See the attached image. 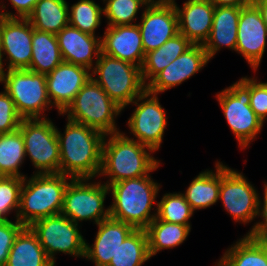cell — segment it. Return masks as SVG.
I'll return each mask as SVG.
<instances>
[{
	"mask_svg": "<svg viewBox=\"0 0 267 266\" xmlns=\"http://www.w3.org/2000/svg\"><path fill=\"white\" fill-rule=\"evenodd\" d=\"M19 130L26 156L29 155L34 167L40 169L36 173H59L60 149L53 122L45 116L22 119Z\"/></svg>",
	"mask_w": 267,
	"mask_h": 266,
	"instance_id": "obj_9",
	"label": "cell"
},
{
	"mask_svg": "<svg viewBox=\"0 0 267 266\" xmlns=\"http://www.w3.org/2000/svg\"><path fill=\"white\" fill-rule=\"evenodd\" d=\"M267 26L260 11L252 4L240 10L236 49L250 66L256 70L265 52Z\"/></svg>",
	"mask_w": 267,
	"mask_h": 266,
	"instance_id": "obj_17",
	"label": "cell"
},
{
	"mask_svg": "<svg viewBox=\"0 0 267 266\" xmlns=\"http://www.w3.org/2000/svg\"><path fill=\"white\" fill-rule=\"evenodd\" d=\"M151 176L118 181L107 185L112 192L113 204L109 207L110 217L145 229L157 214H150L159 191L158 183Z\"/></svg>",
	"mask_w": 267,
	"mask_h": 266,
	"instance_id": "obj_4",
	"label": "cell"
},
{
	"mask_svg": "<svg viewBox=\"0 0 267 266\" xmlns=\"http://www.w3.org/2000/svg\"><path fill=\"white\" fill-rule=\"evenodd\" d=\"M106 136L102 145L100 175L109 176L110 181L104 184L111 185L118 181L146 176L159 167V161L147 152L154 151L141 145L136 139L128 138L121 132L110 134L107 141Z\"/></svg>",
	"mask_w": 267,
	"mask_h": 266,
	"instance_id": "obj_2",
	"label": "cell"
},
{
	"mask_svg": "<svg viewBox=\"0 0 267 266\" xmlns=\"http://www.w3.org/2000/svg\"><path fill=\"white\" fill-rule=\"evenodd\" d=\"M90 78L89 69L62 61L50 73L46 74L47 92L51 104L55 105L58 112L62 114Z\"/></svg>",
	"mask_w": 267,
	"mask_h": 266,
	"instance_id": "obj_16",
	"label": "cell"
},
{
	"mask_svg": "<svg viewBox=\"0 0 267 266\" xmlns=\"http://www.w3.org/2000/svg\"><path fill=\"white\" fill-rule=\"evenodd\" d=\"M203 45H193L147 83V91L159 94L173 88L200 71L209 61Z\"/></svg>",
	"mask_w": 267,
	"mask_h": 266,
	"instance_id": "obj_18",
	"label": "cell"
},
{
	"mask_svg": "<svg viewBox=\"0 0 267 266\" xmlns=\"http://www.w3.org/2000/svg\"><path fill=\"white\" fill-rule=\"evenodd\" d=\"M21 121L12 98L5 90L0 92V134L18 130Z\"/></svg>",
	"mask_w": 267,
	"mask_h": 266,
	"instance_id": "obj_37",
	"label": "cell"
},
{
	"mask_svg": "<svg viewBox=\"0 0 267 266\" xmlns=\"http://www.w3.org/2000/svg\"><path fill=\"white\" fill-rule=\"evenodd\" d=\"M265 192H264V200H263V207L261 208V201L258 199V213L257 216H262L263 221L257 223L250 229L248 232V236L267 243V183L264 184ZM261 209V210H260Z\"/></svg>",
	"mask_w": 267,
	"mask_h": 266,
	"instance_id": "obj_40",
	"label": "cell"
},
{
	"mask_svg": "<svg viewBox=\"0 0 267 266\" xmlns=\"http://www.w3.org/2000/svg\"><path fill=\"white\" fill-rule=\"evenodd\" d=\"M23 181L24 178L20 177L0 176V220H9L6 214L19 210Z\"/></svg>",
	"mask_w": 267,
	"mask_h": 266,
	"instance_id": "obj_36",
	"label": "cell"
},
{
	"mask_svg": "<svg viewBox=\"0 0 267 266\" xmlns=\"http://www.w3.org/2000/svg\"><path fill=\"white\" fill-rule=\"evenodd\" d=\"M68 6L66 0H38L27 19L34 29L56 35L69 25Z\"/></svg>",
	"mask_w": 267,
	"mask_h": 266,
	"instance_id": "obj_26",
	"label": "cell"
},
{
	"mask_svg": "<svg viewBox=\"0 0 267 266\" xmlns=\"http://www.w3.org/2000/svg\"><path fill=\"white\" fill-rule=\"evenodd\" d=\"M191 226L169 223L155 217L145 228L150 258L162 249L179 246L189 235Z\"/></svg>",
	"mask_w": 267,
	"mask_h": 266,
	"instance_id": "obj_30",
	"label": "cell"
},
{
	"mask_svg": "<svg viewBox=\"0 0 267 266\" xmlns=\"http://www.w3.org/2000/svg\"><path fill=\"white\" fill-rule=\"evenodd\" d=\"M25 157L24 140L19 129L0 134V176L24 178L19 172V166Z\"/></svg>",
	"mask_w": 267,
	"mask_h": 266,
	"instance_id": "obj_32",
	"label": "cell"
},
{
	"mask_svg": "<svg viewBox=\"0 0 267 266\" xmlns=\"http://www.w3.org/2000/svg\"><path fill=\"white\" fill-rule=\"evenodd\" d=\"M175 8L179 33L193 45H204L211 32L215 5L211 0H188L182 9Z\"/></svg>",
	"mask_w": 267,
	"mask_h": 266,
	"instance_id": "obj_20",
	"label": "cell"
},
{
	"mask_svg": "<svg viewBox=\"0 0 267 266\" xmlns=\"http://www.w3.org/2000/svg\"><path fill=\"white\" fill-rule=\"evenodd\" d=\"M62 60L87 69L93 67V55L96 60L102 52L101 38L67 25L56 34Z\"/></svg>",
	"mask_w": 267,
	"mask_h": 266,
	"instance_id": "obj_21",
	"label": "cell"
},
{
	"mask_svg": "<svg viewBox=\"0 0 267 266\" xmlns=\"http://www.w3.org/2000/svg\"><path fill=\"white\" fill-rule=\"evenodd\" d=\"M33 30L27 18L0 16V49L9 58L8 70L30 67Z\"/></svg>",
	"mask_w": 267,
	"mask_h": 266,
	"instance_id": "obj_14",
	"label": "cell"
},
{
	"mask_svg": "<svg viewBox=\"0 0 267 266\" xmlns=\"http://www.w3.org/2000/svg\"><path fill=\"white\" fill-rule=\"evenodd\" d=\"M123 109L92 78L62 113L67 119L96 129L104 135L118 133L115 118Z\"/></svg>",
	"mask_w": 267,
	"mask_h": 266,
	"instance_id": "obj_6",
	"label": "cell"
},
{
	"mask_svg": "<svg viewBox=\"0 0 267 266\" xmlns=\"http://www.w3.org/2000/svg\"><path fill=\"white\" fill-rule=\"evenodd\" d=\"M31 43L32 58L28 70L48 74L63 61L55 34L34 29Z\"/></svg>",
	"mask_w": 267,
	"mask_h": 266,
	"instance_id": "obj_27",
	"label": "cell"
},
{
	"mask_svg": "<svg viewBox=\"0 0 267 266\" xmlns=\"http://www.w3.org/2000/svg\"><path fill=\"white\" fill-rule=\"evenodd\" d=\"M258 194L242 173L220 163L219 198L237 222L252 221L258 213Z\"/></svg>",
	"mask_w": 267,
	"mask_h": 266,
	"instance_id": "obj_12",
	"label": "cell"
},
{
	"mask_svg": "<svg viewBox=\"0 0 267 266\" xmlns=\"http://www.w3.org/2000/svg\"><path fill=\"white\" fill-rule=\"evenodd\" d=\"M193 44L181 33L168 39L160 48L145 54L141 73L144 83L149 82L172 61L190 49Z\"/></svg>",
	"mask_w": 267,
	"mask_h": 266,
	"instance_id": "obj_25",
	"label": "cell"
},
{
	"mask_svg": "<svg viewBox=\"0 0 267 266\" xmlns=\"http://www.w3.org/2000/svg\"><path fill=\"white\" fill-rule=\"evenodd\" d=\"M158 4H163V5H169V6H176L177 4L175 3V0H157L153 1Z\"/></svg>",
	"mask_w": 267,
	"mask_h": 266,
	"instance_id": "obj_44",
	"label": "cell"
},
{
	"mask_svg": "<svg viewBox=\"0 0 267 266\" xmlns=\"http://www.w3.org/2000/svg\"><path fill=\"white\" fill-rule=\"evenodd\" d=\"M4 71L0 73V82L5 84L4 89L22 119L39 118L45 108L52 105L47 92L46 74L28 69Z\"/></svg>",
	"mask_w": 267,
	"mask_h": 266,
	"instance_id": "obj_7",
	"label": "cell"
},
{
	"mask_svg": "<svg viewBox=\"0 0 267 266\" xmlns=\"http://www.w3.org/2000/svg\"><path fill=\"white\" fill-rule=\"evenodd\" d=\"M67 177L61 173H35L29 180L24 177L16 220L29 227L37 220L61 214Z\"/></svg>",
	"mask_w": 267,
	"mask_h": 266,
	"instance_id": "obj_3",
	"label": "cell"
},
{
	"mask_svg": "<svg viewBox=\"0 0 267 266\" xmlns=\"http://www.w3.org/2000/svg\"><path fill=\"white\" fill-rule=\"evenodd\" d=\"M95 63L91 78L122 109L147 91L139 66L102 52Z\"/></svg>",
	"mask_w": 267,
	"mask_h": 266,
	"instance_id": "obj_5",
	"label": "cell"
},
{
	"mask_svg": "<svg viewBox=\"0 0 267 266\" xmlns=\"http://www.w3.org/2000/svg\"><path fill=\"white\" fill-rule=\"evenodd\" d=\"M136 99L132 103L137 107L128 121V126L141 145L156 151L162 143L167 125L166 112L155 94L145 91ZM140 100L144 101L137 103Z\"/></svg>",
	"mask_w": 267,
	"mask_h": 266,
	"instance_id": "obj_13",
	"label": "cell"
},
{
	"mask_svg": "<svg viewBox=\"0 0 267 266\" xmlns=\"http://www.w3.org/2000/svg\"><path fill=\"white\" fill-rule=\"evenodd\" d=\"M142 37L143 50L148 53L160 48L168 39L179 33L178 15L175 6L151 2L137 24Z\"/></svg>",
	"mask_w": 267,
	"mask_h": 266,
	"instance_id": "obj_15",
	"label": "cell"
},
{
	"mask_svg": "<svg viewBox=\"0 0 267 266\" xmlns=\"http://www.w3.org/2000/svg\"><path fill=\"white\" fill-rule=\"evenodd\" d=\"M157 218L169 223L190 225L188 220L194 211L182 193H167L157 204Z\"/></svg>",
	"mask_w": 267,
	"mask_h": 266,
	"instance_id": "obj_33",
	"label": "cell"
},
{
	"mask_svg": "<svg viewBox=\"0 0 267 266\" xmlns=\"http://www.w3.org/2000/svg\"><path fill=\"white\" fill-rule=\"evenodd\" d=\"M37 235L47 257L55 265V253L85 256L86 241L78 230V224L62 214L35 221L29 226Z\"/></svg>",
	"mask_w": 267,
	"mask_h": 266,
	"instance_id": "obj_11",
	"label": "cell"
},
{
	"mask_svg": "<svg viewBox=\"0 0 267 266\" xmlns=\"http://www.w3.org/2000/svg\"><path fill=\"white\" fill-rule=\"evenodd\" d=\"M2 55H1V49H0V73L2 70H4V67H3V62H2Z\"/></svg>",
	"mask_w": 267,
	"mask_h": 266,
	"instance_id": "obj_45",
	"label": "cell"
},
{
	"mask_svg": "<svg viewBox=\"0 0 267 266\" xmlns=\"http://www.w3.org/2000/svg\"><path fill=\"white\" fill-rule=\"evenodd\" d=\"M5 266H55L47 257L37 235L24 227L14 240Z\"/></svg>",
	"mask_w": 267,
	"mask_h": 266,
	"instance_id": "obj_24",
	"label": "cell"
},
{
	"mask_svg": "<svg viewBox=\"0 0 267 266\" xmlns=\"http://www.w3.org/2000/svg\"><path fill=\"white\" fill-rule=\"evenodd\" d=\"M88 180L86 178L69 180L64 193L61 214L77 224L78 221L92 219L98 224L110 217L109 208L104 211L108 186L99 182L86 183Z\"/></svg>",
	"mask_w": 267,
	"mask_h": 266,
	"instance_id": "obj_10",
	"label": "cell"
},
{
	"mask_svg": "<svg viewBox=\"0 0 267 266\" xmlns=\"http://www.w3.org/2000/svg\"><path fill=\"white\" fill-rule=\"evenodd\" d=\"M102 13L103 8L93 0H80L71 7L69 25L95 36V30L101 24Z\"/></svg>",
	"mask_w": 267,
	"mask_h": 266,
	"instance_id": "obj_34",
	"label": "cell"
},
{
	"mask_svg": "<svg viewBox=\"0 0 267 266\" xmlns=\"http://www.w3.org/2000/svg\"><path fill=\"white\" fill-rule=\"evenodd\" d=\"M24 227L18 220H0V266H5L14 240Z\"/></svg>",
	"mask_w": 267,
	"mask_h": 266,
	"instance_id": "obj_38",
	"label": "cell"
},
{
	"mask_svg": "<svg viewBox=\"0 0 267 266\" xmlns=\"http://www.w3.org/2000/svg\"><path fill=\"white\" fill-rule=\"evenodd\" d=\"M250 106L264 123L267 116V86L250 78Z\"/></svg>",
	"mask_w": 267,
	"mask_h": 266,
	"instance_id": "obj_39",
	"label": "cell"
},
{
	"mask_svg": "<svg viewBox=\"0 0 267 266\" xmlns=\"http://www.w3.org/2000/svg\"><path fill=\"white\" fill-rule=\"evenodd\" d=\"M98 232L92 246L86 243L85 258L95 266H108L119 246L135 229L132 225L108 217L98 224Z\"/></svg>",
	"mask_w": 267,
	"mask_h": 266,
	"instance_id": "obj_22",
	"label": "cell"
},
{
	"mask_svg": "<svg viewBox=\"0 0 267 266\" xmlns=\"http://www.w3.org/2000/svg\"><path fill=\"white\" fill-rule=\"evenodd\" d=\"M102 53L141 68L145 52L137 24L108 26L101 39ZM137 61V62H136Z\"/></svg>",
	"mask_w": 267,
	"mask_h": 266,
	"instance_id": "obj_19",
	"label": "cell"
},
{
	"mask_svg": "<svg viewBox=\"0 0 267 266\" xmlns=\"http://www.w3.org/2000/svg\"><path fill=\"white\" fill-rule=\"evenodd\" d=\"M106 5L103 8L107 17L108 26L132 25L135 16L143 5L147 6L150 0H103Z\"/></svg>",
	"mask_w": 267,
	"mask_h": 266,
	"instance_id": "obj_35",
	"label": "cell"
},
{
	"mask_svg": "<svg viewBox=\"0 0 267 266\" xmlns=\"http://www.w3.org/2000/svg\"><path fill=\"white\" fill-rule=\"evenodd\" d=\"M216 6H235V7H247L253 4L254 0H211Z\"/></svg>",
	"mask_w": 267,
	"mask_h": 266,
	"instance_id": "obj_42",
	"label": "cell"
},
{
	"mask_svg": "<svg viewBox=\"0 0 267 266\" xmlns=\"http://www.w3.org/2000/svg\"><path fill=\"white\" fill-rule=\"evenodd\" d=\"M18 13V15H13L12 13L3 12L0 16L6 18H27L34 10L35 4L38 0H9Z\"/></svg>",
	"mask_w": 267,
	"mask_h": 266,
	"instance_id": "obj_41",
	"label": "cell"
},
{
	"mask_svg": "<svg viewBox=\"0 0 267 266\" xmlns=\"http://www.w3.org/2000/svg\"><path fill=\"white\" fill-rule=\"evenodd\" d=\"M240 10V7L215 5L211 32L203 45L209 59L221 46L236 49Z\"/></svg>",
	"mask_w": 267,
	"mask_h": 266,
	"instance_id": "obj_23",
	"label": "cell"
},
{
	"mask_svg": "<svg viewBox=\"0 0 267 266\" xmlns=\"http://www.w3.org/2000/svg\"><path fill=\"white\" fill-rule=\"evenodd\" d=\"M253 4L260 11L262 19L267 26V0H254Z\"/></svg>",
	"mask_w": 267,
	"mask_h": 266,
	"instance_id": "obj_43",
	"label": "cell"
},
{
	"mask_svg": "<svg viewBox=\"0 0 267 266\" xmlns=\"http://www.w3.org/2000/svg\"><path fill=\"white\" fill-rule=\"evenodd\" d=\"M267 243L246 235L228 249L217 266H266Z\"/></svg>",
	"mask_w": 267,
	"mask_h": 266,
	"instance_id": "obj_29",
	"label": "cell"
},
{
	"mask_svg": "<svg viewBox=\"0 0 267 266\" xmlns=\"http://www.w3.org/2000/svg\"><path fill=\"white\" fill-rule=\"evenodd\" d=\"M149 258L145 229H134L119 246L108 266H141Z\"/></svg>",
	"mask_w": 267,
	"mask_h": 266,
	"instance_id": "obj_31",
	"label": "cell"
},
{
	"mask_svg": "<svg viewBox=\"0 0 267 266\" xmlns=\"http://www.w3.org/2000/svg\"><path fill=\"white\" fill-rule=\"evenodd\" d=\"M217 100L241 148H246L261 131L263 122L250 106V79L241 78L217 94Z\"/></svg>",
	"mask_w": 267,
	"mask_h": 266,
	"instance_id": "obj_8",
	"label": "cell"
},
{
	"mask_svg": "<svg viewBox=\"0 0 267 266\" xmlns=\"http://www.w3.org/2000/svg\"><path fill=\"white\" fill-rule=\"evenodd\" d=\"M56 134L60 149L59 173L70 179H92L100 175L103 133L68 119L64 134L57 128Z\"/></svg>",
	"mask_w": 267,
	"mask_h": 266,
	"instance_id": "obj_1",
	"label": "cell"
},
{
	"mask_svg": "<svg viewBox=\"0 0 267 266\" xmlns=\"http://www.w3.org/2000/svg\"><path fill=\"white\" fill-rule=\"evenodd\" d=\"M215 167L216 173L210 170L201 172L183 193L193 211L210 207L219 200L220 162Z\"/></svg>",
	"mask_w": 267,
	"mask_h": 266,
	"instance_id": "obj_28",
	"label": "cell"
}]
</instances>
